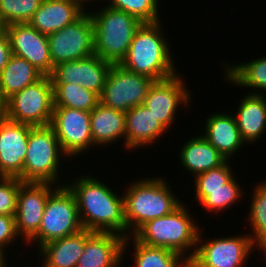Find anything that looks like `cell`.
I'll return each mask as SVG.
<instances>
[{
	"mask_svg": "<svg viewBox=\"0 0 266 267\" xmlns=\"http://www.w3.org/2000/svg\"><path fill=\"white\" fill-rule=\"evenodd\" d=\"M78 177L66 185L77 199L83 229L128 237L123 196H117L98 177L85 174Z\"/></svg>",
	"mask_w": 266,
	"mask_h": 267,
	"instance_id": "6da1fadb",
	"label": "cell"
},
{
	"mask_svg": "<svg viewBox=\"0 0 266 267\" xmlns=\"http://www.w3.org/2000/svg\"><path fill=\"white\" fill-rule=\"evenodd\" d=\"M161 22L143 23L136 31L126 56L119 63L125 69L145 75L155 81L177 74L169 43Z\"/></svg>",
	"mask_w": 266,
	"mask_h": 267,
	"instance_id": "7a4b0ae2",
	"label": "cell"
},
{
	"mask_svg": "<svg viewBox=\"0 0 266 267\" xmlns=\"http://www.w3.org/2000/svg\"><path fill=\"white\" fill-rule=\"evenodd\" d=\"M147 178L129 184L123 195L128 236L146 222L171 214L182 204L164 177Z\"/></svg>",
	"mask_w": 266,
	"mask_h": 267,
	"instance_id": "3957f363",
	"label": "cell"
},
{
	"mask_svg": "<svg viewBox=\"0 0 266 267\" xmlns=\"http://www.w3.org/2000/svg\"><path fill=\"white\" fill-rule=\"evenodd\" d=\"M186 207L182 203L171 214L146 222L133 236L139 242L172 250L190 261L195 254L201 228L190 215V208Z\"/></svg>",
	"mask_w": 266,
	"mask_h": 267,
	"instance_id": "277c9868",
	"label": "cell"
},
{
	"mask_svg": "<svg viewBox=\"0 0 266 267\" xmlns=\"http://www.w3.org/2000/svg\"><path fill=\"white\" fill-rule=\"evenodd\" d=\"M89 14L93 22L94 54L112 64H119L143 23L133 15L106 4Z\"/></svg>",
	"mask_w": 266,
	"mask_h": 267,
	"instance_id": "5b68a950",
	"label": "cell"
},
{
	"mask_svg": "<svg viewBox=\"0 0 266 267\" xmlns=\"http://www.w3.org/2000/svg\"><path fill=\"white\" fill-rule=\"evenodd\" d=\"M63 157L65 160L68 156L50 125L32 127L23 164V182H47L60 186L58 170Z\"/></svg>",
	"mask_w": 266,
	"mask_h": 267,
	"instance_id": "8992f818",
	"label": "cell"
},
{
	"mask_svg": "<svg viewBox=\"0 0 266 267\" xmlns=\"http://www.w3.org/2000/svg\"><path fill=\"white\" fill-rule=\"evenodd\" d=\"M77 199L64 184L49 195L37 234L28 242L35 243L38 249L57 239L73 235L82 230Z\"/></svg>",
	"mask_w": 266,
	"mask_h": 267,
	"instance_id": "52a82bcc",
	"label": "cell"
},
{
	"mask_svg": "<svg viewBox=\"0 0 266 267\" xmlns=\"http://www.w3.org/2000/svg\"><path fill=\"white\" fill-rule=\"evenodd\" d=\"M6 119L36 126L51 124L54 108L53 85L50 76L25 87L6 100Z\"/></svg>",
	"mask_w": 266,
	"mask_h": 267,
	"instance_id": "ba28073f",
	"label": "cell"
},
{
	"mask_svg": "<svg viewBox=\"0 0 266 267\" xmlns=\"http://www.w3.org/2000/svg\"><path fill=\"white\" fill-rule=\"evenodd\" d=\"M201 234L200 230L195 254L189 261L190 267H243L257 247L249 234L206 240Z\"/></svg>",
	"mask_w": 266,
	"mask_h": 267,
	"instance_id": "9c48e42d",
	"label": "cell"
},
{
	"mask_svg": "<svg viewBox=\"0 0 266 267\" xmlns=\"http://www.w3.org/2000/svg\"><path fill=\"white\" fill-rule=\"evenodd\" d=\"M154 81L145 75L131 72L120 64H112L100 95V102L114 110L126 113L131 108L144 103Z\"/></svg>",
	"mask_w": 266,
	"mask_h": 267,
	"instance_id": "30bf717a",
	"label": "cell"
},
{
	"mask_svg": "<svg viewBox=\"0 0 266 267\" xmlns=\"http://www.w3.org/2000/svg\"><path fill=\"white\" fill-rule=\"evenodd\" d=\"M47 38L53 66L92 56L94 54V36L89 10L73 23L47 35Z\"/></svg>",
	"mask_w": 266,
	"mask_h": 267,
	"instance_id": "8fae6325",
	"label": "cell"
},
{
	"mask_svg": "<svg viewBox=\"0 0 266 267\" xmlns=\"http://www.w3.org/2000/svg\"><path fill=\"white\" fill-rule=\"evenodd\" d=\"M50 126L63 152L70 159L94 147L88 111L54 107Z\"/></svg>",
	"mask_w": 266,
	"mask_h": 267,
	"instance_id": "7c38bea8",
	"label": "cell"
},
{
	"mask_svg": "<svg viewBox=\"0 0 266 267\" xmlns=\"http://www.w3.org/2000/svg\"><path fill=\"white\" fill-rule=\"evenodd\" d=\"M58 187L47 182H23L18 190L15 224L18 236L28 243L38 232L46 201ZM22 234V235H21Z\"/></svg>",
	"mask_w": 266,
	"mask_h": 267,
	"instance_id": "4fadbf2b",
	"label": "cell"
},
{
	"mask_svg": "<svg viewBox=\"0 0 266 267\" xmlns=\"http://www.w3.org/2000/svg\"><path fill=\"white\" fill-rule=\"evenodd\" d=\"M184 81L179 73L164 80L154 81L143 103L167 130L174 124L178 106H189L191 94Z\"/></svg>",
	"mask_w": 266,
	"mask_h": 267,
	"instance_id": "5bb4252c",
	"label": "cell"
},
{
	"mask_svg": "<svg viewBox=\"0 0 266 267\" xmlns=\"http://www.w3.org/2000/svg\"><path fill=\"white\" fill-rule=\"evenodd\" d=\"M111 66V62L93 54L84 59L57 64L54 66L50 78L52 84L74 83L100 97Z\"/></svg>",
	"mask_w": 266,
	"mask_h": 267,
	"instance_id": "9a60e30c",
	"label": "cell"
},
{
	"mask_svg": "<svg viewBox=\"0 0 266 267\" xmlns=\"http://www.w3.org/2000/svg\"><path fill=\"white\" fill-rule=\"evenodd\" d=\"M13 55L26 59L43 76H50L53 63L50 57L47 35L42 34L29 23L5 26Z\"/></svg>",
	"mask_w": 266,
	"mask_h": 267,
	"instance_id": "2e32d148",
	"label": "cell"
},
{
	"mask_svg": "<svg viewBox=\"0 0 266 267\" xmlns=\"http://www.w3.org/2000/svg\"><path fill=\"white\" fill-rule=\"evenodd\" d=\"M32 127L6 118L0 121V177H17L23 182V164Z\"/></svg>",
	"mask_w": 266,
	"mask_h": 267,
	"instance_id": "e0dca14e",
	"label": "cell"
},
{
	"mask_svg": "<svg viewBox=\"0 0 266 267\" xmlns=\"http://www.w3.org/2000/svg\"><path fill=\"white\" fill-rule=\"evenodd\" d=\"M123 243L124 237L119 234L93 232L76 267H118L123 260Z\"/></svg>",
	"mask_w": 266,
	"mask_h": 267,
	"instance_id": "ac0fdd59",
	"label": "cell"
},
{
	"mask_svg": "<svg viewBox=\"0 0 266 267\" xmlns=\"http://www.w3.org/2000/svg\"><path fill=\"white\" fill-rule=\"evenodd\" d=\"M125 120V147L128 151L139 149L141 146L148 147L168 132L143 104L128 110Z\"/></svg>",
	"mask_w": 266,
	"mask_h": 267,
	"instance_id": "d6986e66",
	"label": "cell"
},
{
	"mask_svg": "<svg viewBox=\"0 0 266 267\" xmlns=\"http://www.w3.org/2000/svg\"><path fill=\"white\" fill-rule=\"evenodd\" d=\"M224 113V114H223ZM202 136L226 159L244 147L234 115L221 112L207 117ZM239 149V150H238Z\"/></svg>",
	"mask_w": 266,
	"mask_h": 267,
	"instance_id": "ffe728a7",
	"label": "cell"
},
{
	"mask_svg": "<svg viewBox=\"0 0 266 267\" xmlns=\"http://www.w3.org/2000/svg\"><path fill=\"white\" fill-rule=\"evenodd\" d=\"M85 11L68 0H43L29 24L42 34L49 35L73 23Z\"/></svg>",
	"mask_w": 266,
	"mask_h": 267,
	"instance_id": "44dd1931",
	"label": "cell"
},
{
	"mask_svg": "<svg viewBox=\"0 0 266 267\" xmlns=\"http://www.w3.org/2000/svg\"><path fill=\"white\" fill-rule=\"evenodd\" d=\"M241 99L234 117L242 139L253 144L266 133V98L249 91Z\"/></svg>",
	"mask_w": 266,
	"mask_h": 267,
	"instance_id": "7402d4cb",
	"label": "cell"
},
{
	"mask_svg": "<svg viewBox=\"0 0 266 267\" xmlns=\"http://www.w3.org/2000/svg\"><path fill=\"white\" fill-rule=\"evenodd\" d=\"M93 232L82 229L79 232L51 241L39 248L41 267H76L83 253L86 239Z\"/></svg>",
	"mask_w": 266,
	"mask_h": 267,
	"instance_id": "603a6c76",
	"label": "cell"
},
{
	"mask_svg": "<svg viewBox=\"0 0 266 267\" xmlns=\"http://www.w3.org/2000/svg\"><path fill=\"white\" fill-rule=\"evenodd\" d=\"M91 135L93 144L97 147L116 143L123 139L125 146V113L105 106L101 102L90 112Z\"/></svg>",
	"mask_w": 266,
	"mask_h": 267,
	"instance_id": "cb8c5ba5",
	"label": "cell"
},
{
	"mask_svg": "<svg viewBox=\"0 0 266 267\" xmlns=\"http://www.w3.org/2000/svg\"><path fill=\"white\" fill-rule=\"evenodd\" d=\"M182 145L179 151L180 163L193 174L192 177L217 168L227 161L202 135H195Z\"/></svg>",
	"mask_w": 266,
	"mask_h": 267,
	"instance_id": "d4e9b609",
	"label": "cell"
},
{
	"mask_svg": "<svg viewBox=\"0 0 266 267\" xmlns=\"http://www.w3.org/2000/svg\"><path fill=\"white\" fill-rule=\"evenodd\" d=\"M42 77L43 75L30 62L12 54L8 64L0 73V93L6 101Z\"/></svg>",
	"mask_w": 266,
	"mask_h": 267,
	"instance_id": "484cf974",
	"label": "cell"
},
{
	"mask_svg": "<svg viewBox=\"0 0 266 267\" xmlns=\"http://www.w3.org/2000/svg\"><path fill=\"white\" fill-rule=\"evenodd\" d=\"M131 236L124 238L123 257L124 253H127L125 250L130 245L128 243L132 238L134 267H190L189 260L183 255L166 248L146 245L139 242L133 235Z\"/></svg>",
	"mask_w": 266,
	"mask_h": 267,
	"instance_id": "4316f807",
	"label": "cell"
},
{
	"mask_svg": "<svg viewBox=\"0 0 266 267\" xmlns=\"http://www.w3.org/2000/svg\"><path fill=\"white\" fill-rule=\"evenodd\" d=\"M224 67L225 81L228 80L230 84L234 83L239 87L251 88L253 94L266 92V56L237 63L236 66L235 64H224Z\"/></svg>",
	"mask_w": 266,
	"mask_h": 267,
	"instance_id": "83f0119b",
	"label": "cell"
},
{
	"mask_svg": "<svg viewBox=\"0 0 266 267\" xmlns=\"http://www.w3.org/2000/svg\"><path fill=\"white\" fill-rule=\"evenodd\" d=\"M54 107H66L91 112L100 102V97L79 85L52 84Z\"/></svg>",
	"mask_w": 266,
	"mask_h": 267,
	"instance_id": "f1b7e54d",
	"label": "cell"
},
{
	"mask_svg": "<svg viewBox=\"0 0 266 267\" xmlns=\"http://www.w3.org/2000/svg\"><path fill=\"white\" fill-rule=\"evenodd\" d=\"M242 188L237 182L235 176L223 188L217 190H194L196 201L203 206L206 211L219 213L228 210L242 198Z\"/></svg>",
	"mask_w": 266,
	"mask_h": 267,
	"instance_id": "f546056e",
	"label": "cell"
},
{
	"mask_svg": "<svg viewBox=\"0 0 266 267\" xmlns=\"http://www.w3.org/2000/svg\"><path fill=\"white\" fill-rule=\"evenodd\" d=\"M250 204L248 222L253 231L248 233L253 243L266 253V182L256 184Z\"/></svg>",
	"mask_w": 266,
	"mask_h": 267,
	"instance_id": "4dcf8cb0",
	"label": "cell"
},
{
	"mask_svg": "<svg viewBox=\"0 0 266 267\" xmlns=\"http://www.w3.org/2000/svg\"><path fill=\"white\" fill-rule=\"evenodd\" d=\"M43 0H0V20L4 26L29 23Z\"/></svg>",
	"mask_w": 266,
	"mask_h": 267,
	"instance_id": "1f68e13d",
	"label": "cell"
},
{
	"mask_svg": "<svg viewBox=\"0 0 266 267\" xmlns=\"http://www.w3.org/2000/svg\"><path fill=\"white\" fill-rule=\"evenodd\" d=\"M106 5L133 15L142 23L160 21L159 0H109Z\"/></svg>",
	"mask_w": 266,
	"mask_h": 267,
	"instance_id": "d6a6232c",
	"label": "cell"
},
{
	"mask_svg": "<svg viewBox=\"0 0 266 267\" xmlns=\"http://www.w3.org/2000/svg\"><path fill=\"white\" fill-rule=\"evenodd\" d=\"M227 160L224 164L209 171L202 172L194 178L195 190H217L223 188L234 177V171Z\"/></svg>",
	"mask_w": 266,
	"mask_h": 267,
	"instance_id": "836d02e7",
	"label": "cell"
},
{
	"mask_svg": "<svg viewBox=\"0 0 266 267\" xmlns=\"http://www.w3.org/2000/svg\"><path fill=\"white\" fill-rule=\"evenodd\" d=\"M23 182L17 177H0V215H15L17 196Z\"/></svg>",
	"mask_w": 266,
	"mask_h": 267,
	"instance_id": "e575fe53",
	"label": "cell"
},
{
	"mask_svg": "<svg viewBox=\"0 0 266 267\" xmlns=\"http://www.w3.org/2000/svg\"><path fill=\"white\" fill-rule=\"evenodd\" d=\"M17 238L20 237L16 231L15 215H0V253L5 254V248L12 245Z\"/></svg>",
	"mask_w": 266,
	"mask_h": 267,
	"instance_id": "d590c367",
	"label": "cell"
},
{
	"mask_svg": "<svg viewBox=\"0 0 266 267\" xmlns=\"http://www.w3.org/2000/svg\"><path fill=\"white\" fill-rule=\"evenodd\" d=\"M12 55L10 39L8 34L4 30L0 33V73L8 64V61Z\"/></svg>",
	"mask_w": 266,
	"mask_h": 267,
	"instance_id": "8d00e7d4",
	"label": "cell"
},
{
	"mask_svg": "<svg viewBox=\"0 0 266 267\" xmlns=\"http://www.w3.org/2000/svg\"><path fill=\"white\" fill-rule=\"evenodd\" d=\"M6 101L0 93V121L6 118Z\"/></svg>",
	"mask_w": 266,
	"mask_h": 267,
	"instance_id": "74e56055",
	"label": "cell"
},
{
	"mask_svg": "<svg viewBox=\"0 0 266 267\" xmlns=\"http://www.w3.org/2000/svg\"><path fill=\"white\" fill-rule=\"evenodd\" d=\"M68 1H72L75 2L80 8H82L84 11H86L87 9H85V5L89 2V0H68ZM93 1V0H92Z\"/></svg>",
	"mask_w": 266,
	"mask_h": 267,
	"instance_id": "f35d334b",
	"label": "cell"
},
{
	"mask_svg": "<svg viewBox=\"0 0 266 267\" xmlns=\"http://www.w3.org/2000/svg\"><path fill=\"white\" fill-rule=\"evenodd\" d=\"M7 260L6 254L0 253V267H7V263L5 262Z\"/></svg>",
	"mask_w": 266,
	"mask_h": 267,
	"instance_id": "ab89813d",
	"label": "cell"
},
{
	"mask_svg": "<svg viewBox=\"0 0 266 267\" xmlns=\"http://www.w3.org/2000/svg\"><path fill=\"white\" fill-rule=\"evenodd\" d=\"M5 30V26L3 25L2 21L0 20V33Z\"/></svg>",
	"mask_w": 266,
	"mask_h": 267,
	"instance_id": "60d3db41",
	"label": "cell"
}]
</instances>
